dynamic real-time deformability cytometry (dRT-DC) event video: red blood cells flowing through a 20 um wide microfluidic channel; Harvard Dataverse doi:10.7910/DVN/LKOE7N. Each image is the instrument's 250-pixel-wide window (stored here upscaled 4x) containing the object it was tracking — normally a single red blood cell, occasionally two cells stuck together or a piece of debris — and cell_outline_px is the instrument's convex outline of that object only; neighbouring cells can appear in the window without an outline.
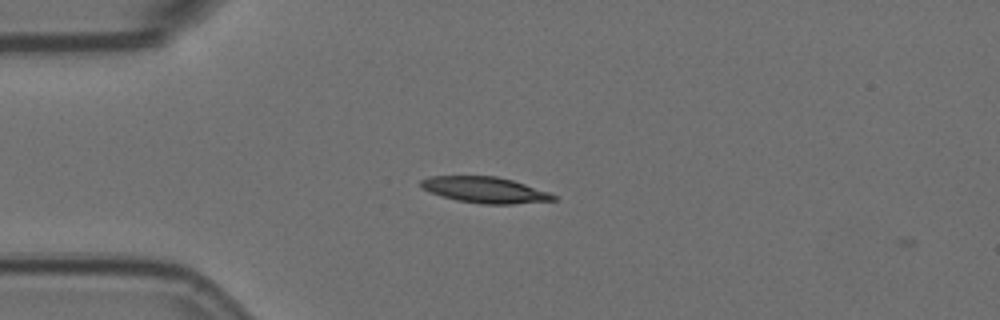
{"species": "Egyptian fruit bat (a non-hibernating species)", "species_latin": "Rousettus aegyptiacus", "temperature_condition": "room temperature", "stored_images_in_passage": 4, "camera_frame_rate_fps": 3000, "um_per_image_px": 0.085, "animal": {"sex": "female"}, "frame": {"image": 1, "passage_image": 3, "time_ms": 0.667, "image_size_px": [1000, 320], "cell_outline_px": [[556, 200], [512, 204], [480, 204], [456, 200], [440, 196], [424, 188], [420, 184], [420, 180], [428, 176], [496, 176], [512, 180], [548, 192], [556, 196]], "centroid_in_image_um": [41.2, 16.14], "position_along_channel_um": 43.8, "area_um2": 19.94}}